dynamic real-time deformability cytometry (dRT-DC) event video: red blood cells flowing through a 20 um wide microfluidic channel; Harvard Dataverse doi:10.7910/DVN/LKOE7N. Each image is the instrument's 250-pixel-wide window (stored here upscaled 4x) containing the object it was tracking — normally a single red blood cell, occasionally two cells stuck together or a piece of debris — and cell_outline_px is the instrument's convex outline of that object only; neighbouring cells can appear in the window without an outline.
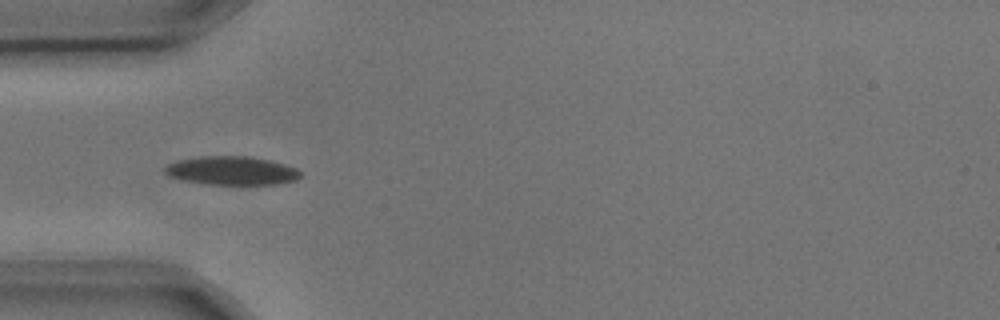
{"species": "common noctule bat (a hibernating species)", "species_latin": "Nyctalus noctula", "temperature_condition": "cold", "stored_images_in_passage": 2, "camera_frame_rate_fps": 3000, "um_per_image_px": 0.085, "animal": {"sex": "male", "body_mass_g": 17.9, "forearm_length_mm": 54.2}, "frame": {"image": 1, "passage_image": 1, "time_ms": 0.0, "image_size_px": [1000, 320], "cell_outline_px": [[300, 176], [296, 180], [280, 184], [208, 184], [180, 180], [168, 176], [164, 172], [164, 168], [168, 164], [180, 160], [200, 156], [248, 156], [268, 160], [284, 164], [296, 168], [300, 172]], "centroid_in_image_um": [19.67, 14.51], "position_along_channel_um": 65.3, "area_um2": 22.54}}